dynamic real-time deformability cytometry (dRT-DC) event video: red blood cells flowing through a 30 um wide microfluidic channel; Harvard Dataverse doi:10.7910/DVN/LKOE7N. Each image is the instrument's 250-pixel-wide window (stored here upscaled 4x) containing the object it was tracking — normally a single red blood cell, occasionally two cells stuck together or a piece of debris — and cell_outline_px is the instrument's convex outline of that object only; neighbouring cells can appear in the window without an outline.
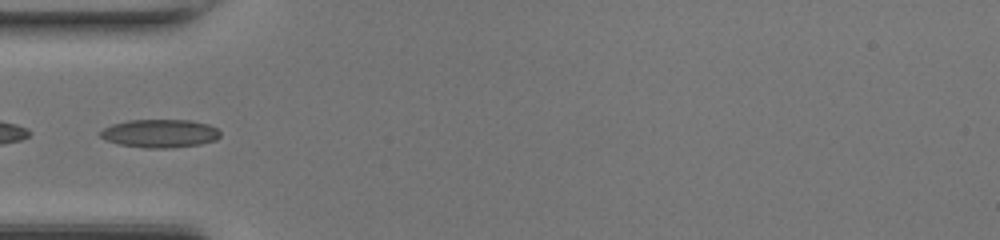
{"species": "common noctule bat (a hibernating species)", "species_latin": "Nyctalus noctula", "temperature_condition": "room temperature", "stored_images_in_passage": 33, "camera_frame_rate_fps": 3000, "um_per_image_px": 0.085, "animal": {"sex": "female", "body_mass_g": 17.0, "forearm_length_mm": 48.0}, "frame": {"image": 1, "passage_image": 1, "time_ms": 0.0, "image_size_px": [1000, 240], "cell_outline_px": [[220, 136], [216, 140], [200, 144], [168, 148], [144, 148], [120, 144], [104, 140], [100, 136], [100, 132], [104, 128], [112, 124], [128, 120], [188, 120], [208, 124], [216, 128], [220, 132]], "centroid_in_image_um": [13.58, 11.34], "position_along_channel_um": 71.4, "area_um2": 19.71}}
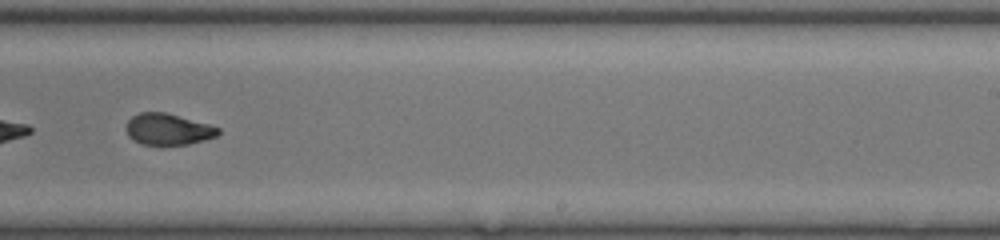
{"frame": {"image": 2, "passage_image": 15, "time_ms": 4.667, "image_size_px": [1000, 240], "cell_outline_px": [[220, 132], [216, 136], [204, 140], [188, 144], [164, 148], [160, 148], [140, 144], [132, 140], [128, 136], [124, 128], [128, 120], [132, 116], [140, 112], [164, 112], [208, 124], [220, 128]], "centroid_in_image_um": [14.22, 11.04], "position_along_channel_um": 274.8, "area_um2": 17.51}}